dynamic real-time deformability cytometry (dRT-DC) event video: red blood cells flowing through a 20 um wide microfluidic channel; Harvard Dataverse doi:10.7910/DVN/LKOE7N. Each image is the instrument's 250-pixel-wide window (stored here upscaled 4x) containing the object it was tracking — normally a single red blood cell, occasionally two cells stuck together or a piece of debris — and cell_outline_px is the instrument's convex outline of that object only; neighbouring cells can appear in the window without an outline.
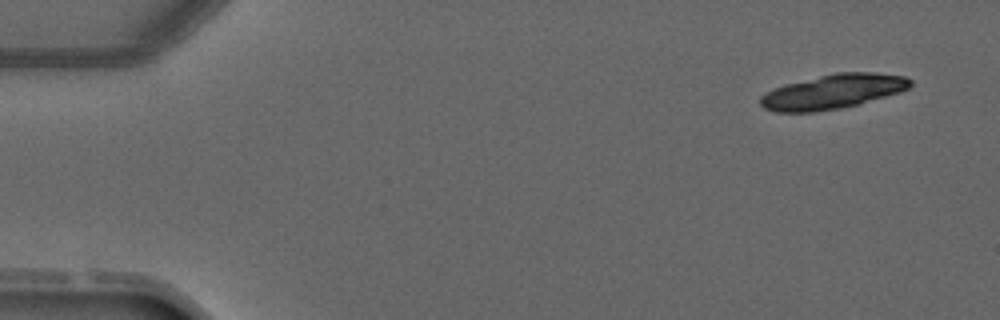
{"species": "common noctule bat (a hibernating species)", "species_latin": "Nyctalus noctula", "temperature_condition": "warm", "stored_images_in_passage": 4, "camera_frame_rate_fps": 3000, "um_per_image_px": 0.085, "animal": {"sex": "male", "forearm_length_mm": 52.5}, "frame": {"image": 1, "passage_image": 1, "time_ms": 0.0, "image_size_px": [1000, 320], "cell_outline_px": [[912, 84], [908, 88], [900, 92], [860, 104], [844, 108], [816, 112], [776, 112], [764, 108], [760, 104], [760, 96], [776, 88], [788, 84], [836, 72], [876, 72], [904, 76], [912, 80]], "centroid_in_image_um": [70.84, 7.8], "position_along_channel_um": 14.2, "area_um2": 30.06}}